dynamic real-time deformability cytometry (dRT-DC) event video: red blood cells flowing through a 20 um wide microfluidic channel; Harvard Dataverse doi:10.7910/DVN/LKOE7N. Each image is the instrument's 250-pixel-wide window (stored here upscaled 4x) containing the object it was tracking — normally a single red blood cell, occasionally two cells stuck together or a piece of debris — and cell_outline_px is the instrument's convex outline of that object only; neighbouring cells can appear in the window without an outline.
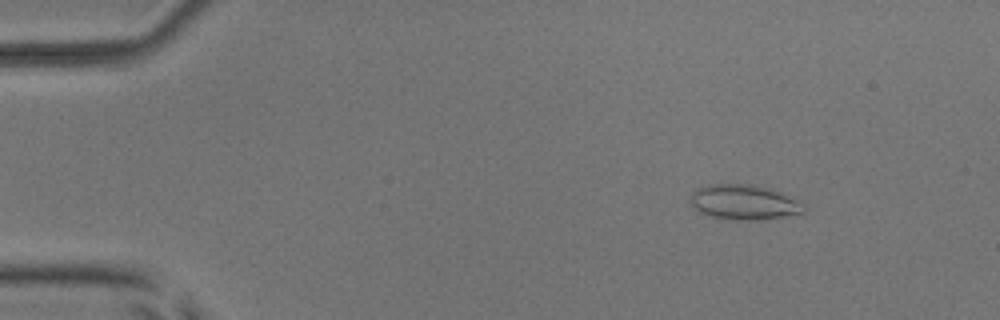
{"species": "common noctule bat (a hibernating species)", "species_latin": "Nyctalus noctula", "temperature_condition": "room temperature", "stored_images_in_passage": 47, "camera_frame_rate_fps": 3000, "um_per_image_px": 0.085, "animal": {"sex": "male", "body_mass_g": 17.9, "forearm_length_mm": 54.2}, "frame": {"image": 1, "passage_image": 1, "time_ms": 0.0, "image_size_px": [1000, 320], "cell_outline_px": [[792, 212], [768, 216], [724, 216], [708, 212], [700, 208], [712, 188], [748, 188], [768, 192], [780, 196], [788, 200]], "centroid_in_image_um": [63.3, 17.24], "position_along_channel_um": 21.7, "area_um2": 14.91}}
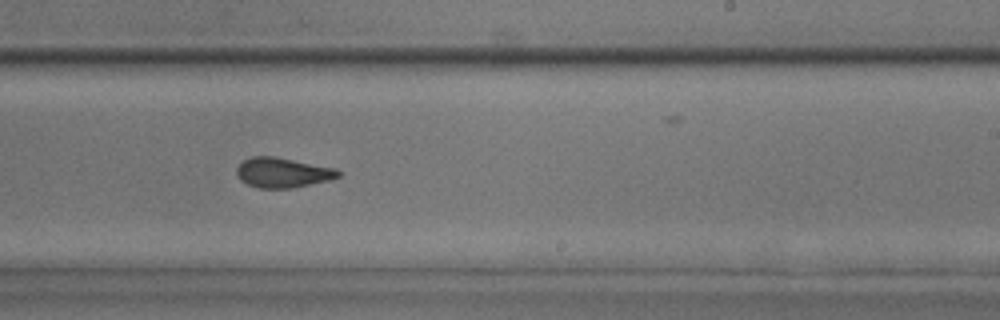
{"frame": {"image": 2, "passage_image": 27, "time_ms": 8.667, "image_size_px": [1000, 320], "cell_outline_px": [[340, 172], [336, 176], [304, 184], [280, 188], [268, 188], [252, 184], [244, 180], [240, 176], [240, 164], [244, 160], [260, 156], [264, 156], [288, 160], [328, 168]], "centroid_in_image_um": [23.94, 14.66], "position_along_channel_um": 265.1, "area_um2": 15.37}}
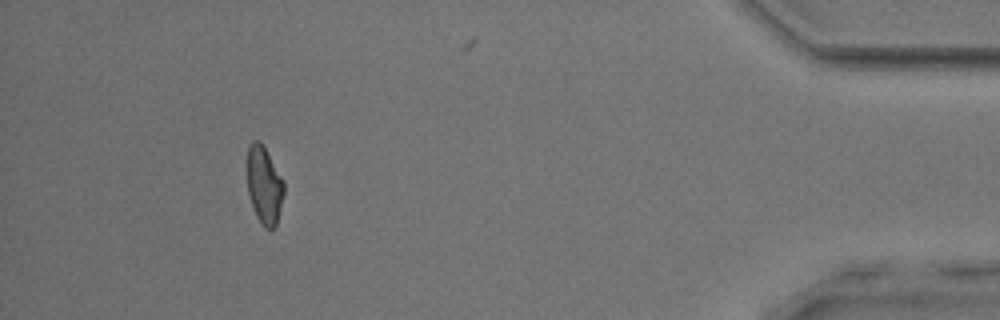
{"frame": {"image": 3, "passage_image": 43, "time_ms": 14.0, "image_size_px": [1000, 320], "cell_outline_px": [[284, 192], [276, 224], [272, 228], [268, 228], [260, 220], [252, 204], [248, 188], [248, 148], [256, 140], [264, 148], [284, 184]], "centroid_in_image_um": [22.46, 15.75], "position_along_channel_um": 412.7, "area_um2": 15.37}, "authors_computed_cell_mechanics": {"area_um2": 15.4326, "velocity_mm_per_s": 3.8801, "shape_relaxation_time_tau1_ms": null, "shape_relaxation_time_tau2_ms": 2.1617, "deformation_change_tau1": null, "deformation_change_tau2": 0.0777}}